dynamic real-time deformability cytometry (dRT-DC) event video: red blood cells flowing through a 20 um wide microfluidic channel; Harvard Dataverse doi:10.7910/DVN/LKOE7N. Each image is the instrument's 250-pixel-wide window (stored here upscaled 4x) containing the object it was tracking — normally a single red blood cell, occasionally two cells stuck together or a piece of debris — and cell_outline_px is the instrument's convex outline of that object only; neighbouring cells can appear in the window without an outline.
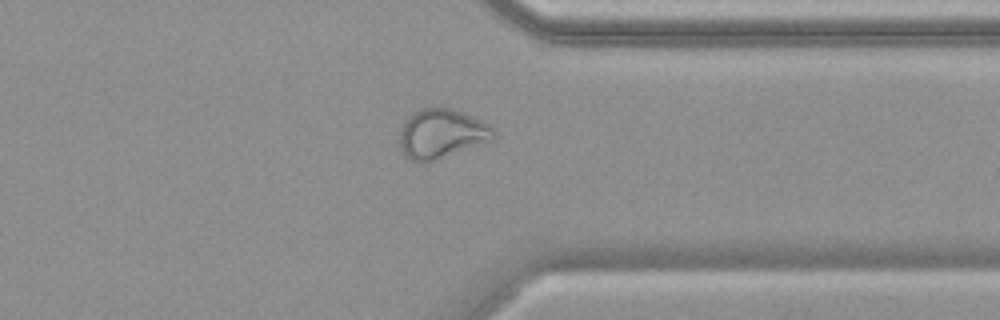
{"species": "common noctule bat (a hibernating species)", "species_latin": "Nyctalus noctula", "temperature_condition": "warm", "stored_images_in_passage": 54, "camera_frame_rate_fps": 3000, "um_per_image_px": 0.085, "animal": {"sex": "female", "body_mass_g": 19.9}, "frame": {"image": 1, "passage_image": 43, "time_ms": 14.0, "image_size_px": [1000, 320], "cell_outline_px": [[496, 140], [424, 164], [420, 164], [412, 160], [400, 148], [400, 128], [404, 120], [408, 116], [420, 108], [440, 104], [464, 112], [496, 128]], "centroid_in_image_um": [37.57, 11.34], "position_along_channel_um": 373.8, "area_um2": 28.03}}
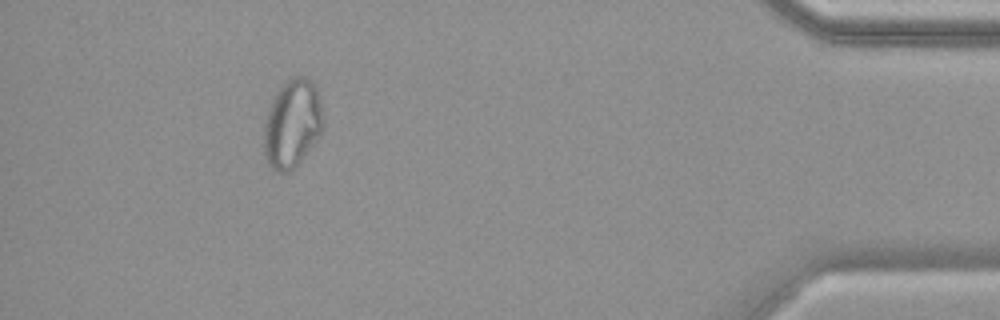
{"frame": {"image": 2, "passage_image": 50, "time_ms": 16.333, "image_size_px": [1000, 320], "cell_outline_px": [[320, 136], [300, 160], [288, 172], [272, 172], [264, 156], [264, 124], [268, 108], [280, 84], [292, 76], [304, 76], [312, 80], [316, 88], [320, 100]], "centroid_in_image_um": [24.78, 10.49], "position_along_channel_um": 410.4, "area_um2": 30.29}}